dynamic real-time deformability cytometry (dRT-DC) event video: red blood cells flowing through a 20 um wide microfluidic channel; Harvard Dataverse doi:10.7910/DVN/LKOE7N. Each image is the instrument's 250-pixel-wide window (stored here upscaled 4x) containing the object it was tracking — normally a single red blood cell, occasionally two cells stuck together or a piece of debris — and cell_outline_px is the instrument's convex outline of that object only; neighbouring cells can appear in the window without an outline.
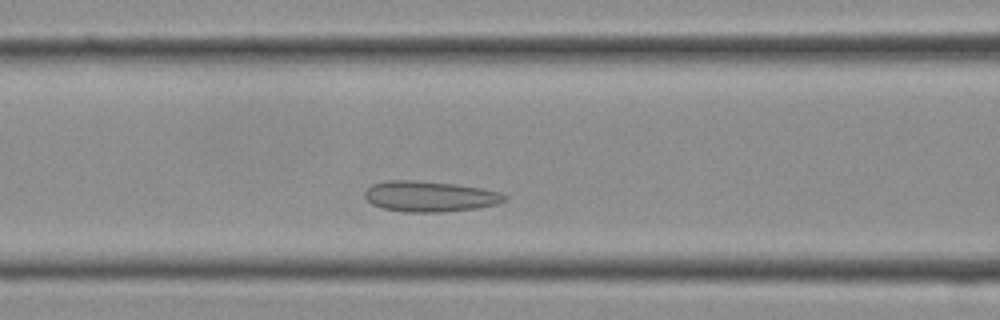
{"species": "Egyptian fruit bat (a non-hibernating species)", "species_latin": "Rousettus aegyptiacus", "temperature_condition": "cold", "stored_images_in_passage": 18, "camera_frame_rate_fps": 3000, "um_per_image_px": 0.085, "frame": {"image": 1, "passage_image": 5, "time_ms": 1.333, "image_size_px": [1000, 320], "cell_outline_px": [[508, 200], [496, 204], [476, 208], [440, 212], [408, 212], [384, 208], [372, 204], [364, 196], [364, 192], [372, 184], [388, 180], [412, 180], [452, 184], [480, 188], [500, 192], [508, 196]], "centroid_in_image_um": [36.54, 16.69], "position_along_channel_um": 130.1, "area_um2": 24.74}}
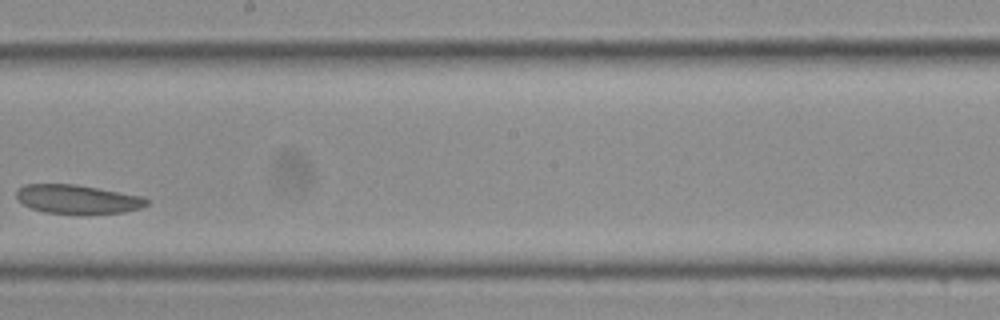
{"frame": {"image": 2, "passage_image": 10, "time_ms": 3.0, "image_size_px": [1000, 320], "cell_outline_px": [[148, 204], [140, 208], [124, 212], [44, 212], [32, 208], [24, 204], [16, 196], [16, 192], [24, 184], [76, 184], [144, 196], [148, 200]], "centroid_in_image_um": [6.61, 16.9], "position_along_channel_um": 241.6, "area_um2": 21.33}}
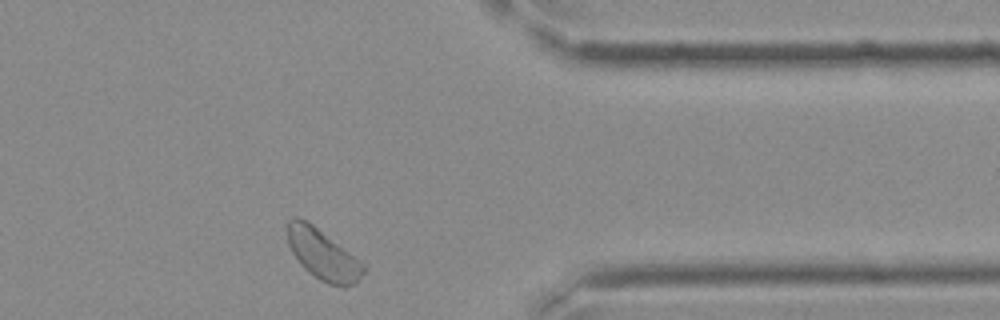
{"frame": {"image": 3, "passage_image": 17, "time_ms": 5.333, "image_size_px": [1000, 320], "cell_outline_px": [[364, 272], [352, 284], [344, 288], [340, 288], [328, 284], [320, 280], [308, 272], [300, 264], [292, 252], [288, 244], [288, 220], [292, 216], [296, 216], [308, 220], [364, 264]], "centroid_in_image_um": [27.4, 21.63], "position_along_channel_um": 384.0, "area_um2": 22.2}}